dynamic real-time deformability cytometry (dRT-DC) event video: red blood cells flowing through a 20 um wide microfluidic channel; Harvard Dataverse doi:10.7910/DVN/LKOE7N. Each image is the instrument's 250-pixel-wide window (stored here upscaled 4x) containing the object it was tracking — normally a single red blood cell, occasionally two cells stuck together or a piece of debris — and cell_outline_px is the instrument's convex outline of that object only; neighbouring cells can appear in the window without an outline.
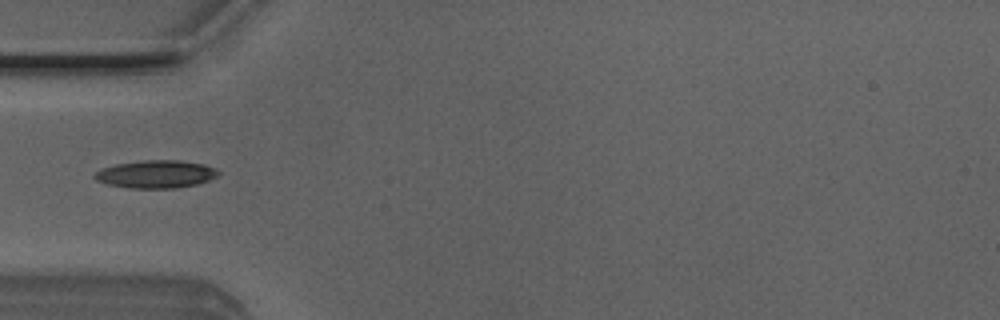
{"species": "Egyptian fruit bat (a non-hibernating species)", "species_latin": "Rousettus aegyptiacus", "temperature_condition": "room temperature", "stored_images_in_passage": 36, "camera_frame_rate_fps": 3000, "um_per_image_px": 0.085, "animal": {"sex": "male"}, "frame": {"image": 1, "passage_image": 1, "time_ms": 0.0, "image_size_px": [1000, 320], "cell_outline_px": [[220, 172], [216, 176], [208, 180], [196, 184], [176, 188], [128, 188], [108, 184], [96, 180], [92, 176], [100, 168], [116, 164], [144, 160], [180, 160], [204, 164], [216, 168]], "centroid_in_image_um": [13.24, 14.8], "position_along_channel_um": 71.8, "area_um2": 20.06}}
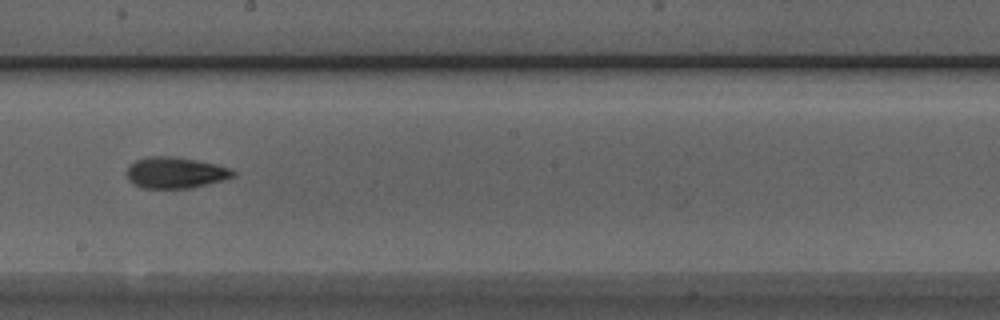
{"frame": {"image": 2, "passage_image": 13, "time_ms": 4.0, "image_size_px": [1000, 320], "cell_outline_px": [[236, 176], [208, 184], [192, 188], [140, 188], [132, 184], [128, 180], [128, 164], [136, 160], [148, 156], [176, 156], [216, 164], [228, 168], [236, 172]], "centroid_in_image_um": [14.89, 14.68], "position_along_channel_um": 233.3, "area_um2": 19.48}}
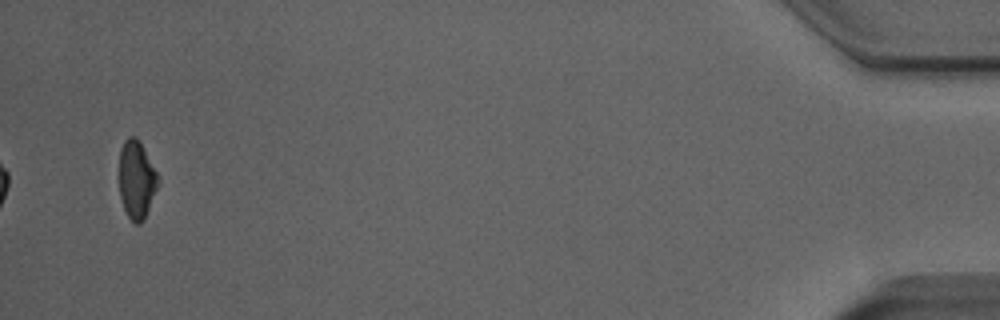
{"frame": {"image": 3, "passage_image": 34, "time_ms": 11.0, "image_size_px": [1000, 320], "cell_outline_px": [[160, 184], [144, 220], [140, 224], [136, 224], [128, 216], [124, 208], [120, 196], [120, 148], [124, 140], [128, 136], [136, 136], [160, 176]], "centroid_in_image_um": [11.64, 15.27], "position_along_channel_um": 423.6, "area_um2": 17.86}}